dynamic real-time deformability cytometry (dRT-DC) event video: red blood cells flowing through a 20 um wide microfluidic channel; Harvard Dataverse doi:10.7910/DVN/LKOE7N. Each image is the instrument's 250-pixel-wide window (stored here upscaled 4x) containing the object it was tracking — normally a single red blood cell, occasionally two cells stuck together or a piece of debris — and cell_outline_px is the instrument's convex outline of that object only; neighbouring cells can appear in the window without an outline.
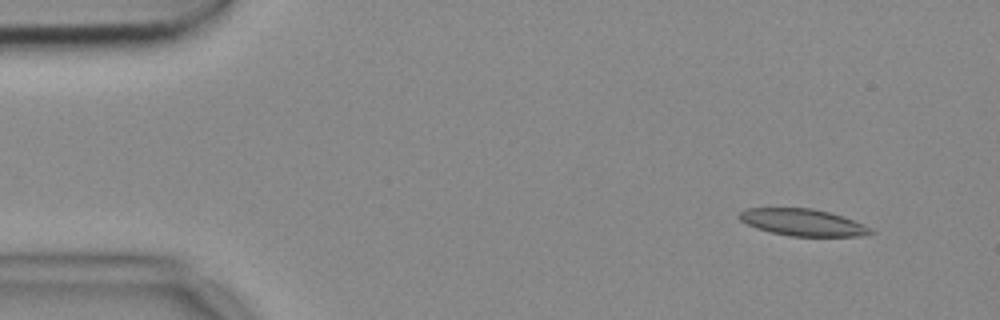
{"species": "common noctule bat (a hibernating species)", "species_latin": "Nyctalus noctula", "temperature_condition": "cold", "stored_images_in_passage": 53, "camera_frame_rate_fps": 3000, "um_per_image_px": 0.085, "animal": {"sex": "female", "body_mass_g": 18.4}, "frame": {"image": 1, "passage_image": 4, "time_ms": 1.0, "image_size_px": [1000, 320], "cell_outline_px": [[876, 232], [860, 236], [788, 236], [756, 228], [740, 220], [736, 216], [744, 208], [812, 208], [828, 212], [852, 220]], "centroid_in_image_um": [68.15, 18.9], "position_along_channel_um": 16.8, "area_um2": 20.29}}
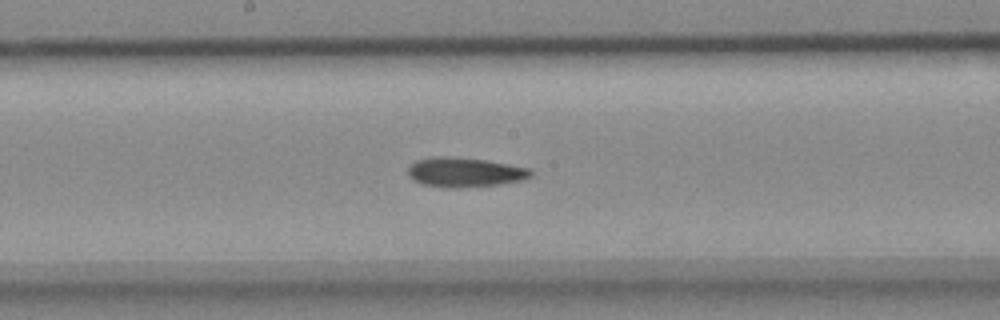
{"frame": {"image": 2, "passage_image": 27, "time_ms": 8.667, "image_size_px": [1000, 320], "cell_outline_px": [[532, 176], [520, 180], [500, 184], [460, 188], [444, 188], [420, 184], [412, 180], [408, 176], [408, 164], [416, 160], [432, 156], [452, 156], [484, 160], [532, 168]], "centroid_in_image_um": [39.44, 14.64], "position_along_channel_um": 208.8, "area_um2": 21.56}}
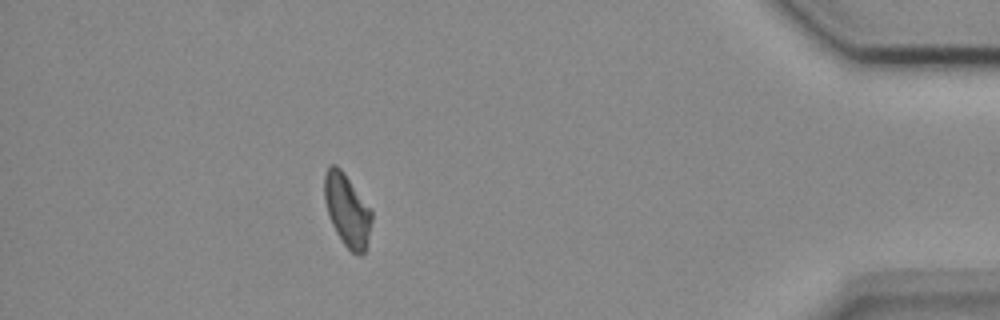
{"frame": {"image": 3, "passage_image": 47, "time_ms": 15.333, "image_size_px": [1000, 320], "cell_outline_px": [[372, 220], [364, 252], [360, 256], [352, 252], [344, 244], [336, 232], [328, 216], [324, 200], [324, 172], [332, 164], [336, 164], [344, 172], [372, 208]], "centroid_in_image_um": [29.5, 17.82], "position_along_channel_um": 405.7, "area_um2": 20.11}}